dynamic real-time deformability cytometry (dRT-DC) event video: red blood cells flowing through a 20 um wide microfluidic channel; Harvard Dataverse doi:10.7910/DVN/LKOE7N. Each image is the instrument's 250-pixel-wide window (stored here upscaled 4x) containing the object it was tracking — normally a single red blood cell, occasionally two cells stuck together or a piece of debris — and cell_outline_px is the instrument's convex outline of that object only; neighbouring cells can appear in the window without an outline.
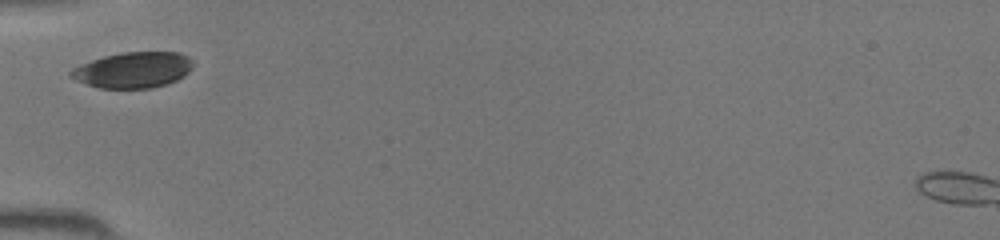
{"species": "common noctule bat (a hibernating species)", "species_latin": "Nyctalus noctula", "temperature_condition": "room temperature", "stored_images_in_passage": 7, "camera_frame_rate_fps": 3000, "um_per_image_px": 0.085, "animal": {"sex": "female", "body_mass_g": 19.5, "forearm_length_mm": 54.1}, "frame": {"image": 1, "passage_image": 1, "time_ms": 0.0, "image_size_px": [1000, 240], "cell_outline_px": [[196, 64], [184, 76], [168, 84], [152, 88], [96, 88], [76, 80], [68, 76], [68, 72], [72, 68], [80, 64], [104, 56], [124, 52], [180, 52], [188, 56]], "centroid_in_image_um": [11.32, 5.95], "position_along_channel_um": 73.7, "area_um2": 25.84}}